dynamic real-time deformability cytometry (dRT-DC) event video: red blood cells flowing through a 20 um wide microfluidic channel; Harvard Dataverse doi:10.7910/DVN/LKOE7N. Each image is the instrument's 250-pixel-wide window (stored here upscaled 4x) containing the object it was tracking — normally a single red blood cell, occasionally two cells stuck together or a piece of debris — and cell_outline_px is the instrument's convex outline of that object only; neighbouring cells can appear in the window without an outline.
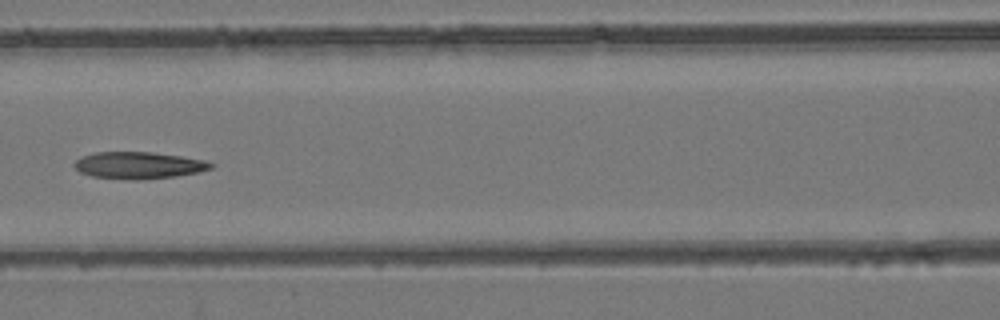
{"species": "common noctule bat (a hibernating species)", "species_latin": "Nyctalus noctula", "temperature_condition": "room temperature", "stored_images_in_passage": 5, "camera_frame_rate_fps": 3000, "um_per_image_px": 0.085, "animal": {"sex": "female", "body_mass_g": 24.6, "forearm_length_mm": 56.2}, "frame": {"image": 1, "passage_image": 4, "time_ms": 3.667, "image_size_px": [1000, 320], "cell_outline_px": [[216, 164], [212, 168], [196, 172], [176, 176], [140, 180], [132, 180], [92, 176], [80, 172], [72, 164], [80, 156], [96, 152], [152, 152], [180, 156], [204, 160]], "centroid_in_image_um": [11.76, 14.05], "position_along_channel_um": 154.8, "area_um2": 21.39}}
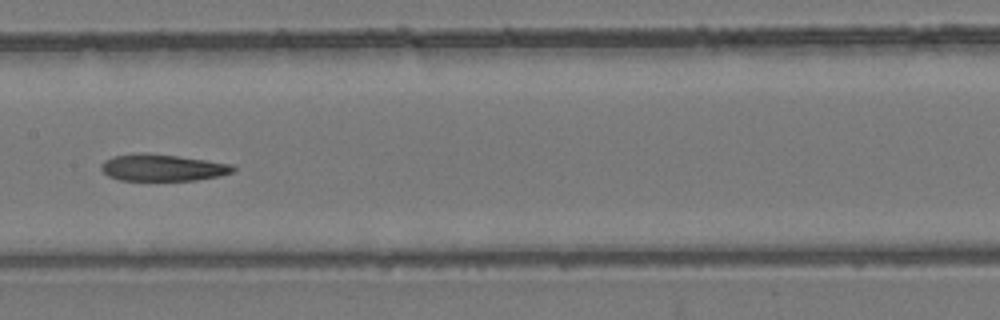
{"frame": {"image": 2, "passage_image": 5, "time_ms": 4.667, "image_size_px": [1000, 320], "cell_outline_px": [[236, 168], [232, 172], [220, 176], [196, 180], [120, 180], [108, 176], [100, 168], [100, 164], [104, 160], [112, 156], [136, 152], [144, 152], [176, 156], [232, 164]], "centroid_in_image_um": [13.76, 14.24], "position_along_channel_um": 193.6, "area_um2": 20.63}}